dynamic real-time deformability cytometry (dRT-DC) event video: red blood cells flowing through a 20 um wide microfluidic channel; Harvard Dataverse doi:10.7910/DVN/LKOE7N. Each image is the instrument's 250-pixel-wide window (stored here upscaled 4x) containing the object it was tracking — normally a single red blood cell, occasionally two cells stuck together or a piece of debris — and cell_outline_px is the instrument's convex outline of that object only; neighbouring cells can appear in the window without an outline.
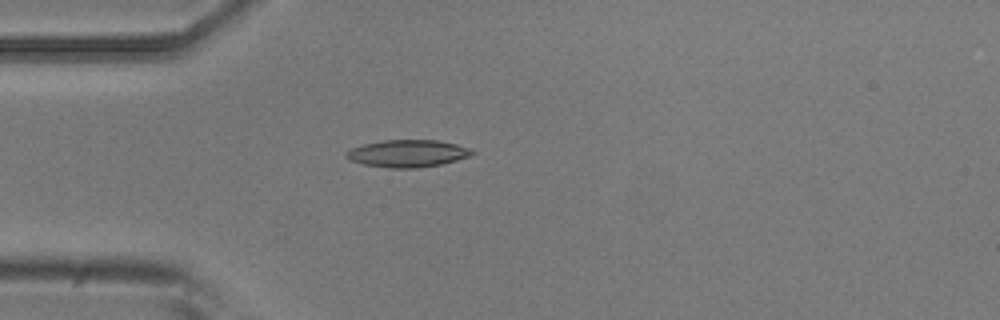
{"species": "common noctule bat (a hibernating species)", "species_latin": "Nyctalus noctula", "temperature_condition": "room temperature", "stored_images_in_passage": 4, "camera_frame_rate_fps": 3000, "um_per_image_px": 0.085, "animal": {"sex": "male", "body_mass_g": 20.5, "forearm_length_mm": 52.5}, "frame": {"image": 1, "passage_image": 4, "time_ms": 1.0, "image_size_px": [1000, 320], "cell_outline_px": [[476, 152], [468, 156], [456, 160], [440, 164], [416, 168], [392, 168], [364, 164], [348, 160], [344, 156], [352, 148], [364, 144], [384, 140], [436, 140], [456, 144], [468, 148]], "centroid_in_image_um": [34.63, 13.04], "position_along_channel_um": 50.4, "area_um2": 19.71}}